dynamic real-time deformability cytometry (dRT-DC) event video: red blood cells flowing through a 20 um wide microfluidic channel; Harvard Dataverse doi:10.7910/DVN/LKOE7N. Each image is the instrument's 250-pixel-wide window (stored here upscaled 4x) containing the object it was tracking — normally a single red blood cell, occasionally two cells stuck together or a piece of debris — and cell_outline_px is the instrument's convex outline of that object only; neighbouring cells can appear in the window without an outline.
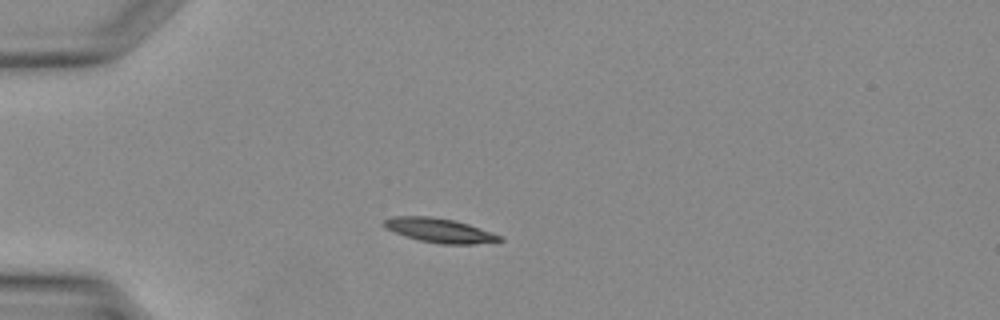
{"species": "Egyptian fruit bat (a non-hibernating species)", "species_latin": "Rousettus aegyptiacus", "temperature_condition": "warm", "stored_images_in_passage": 37, "camera_frame_rate_fps": 3000, "um_per_image_px": 0.085, "animal": {"sex": "female"}, "frame": {"image": 1, "passage_image": 8, "time_ms": 2.333, "image_size_px": [1000, 320], "cell_outline_px": [[504, 240], [472, 244], [440, 244], [420, 240], [396, 232], [388, 228], [384, 224], [384, 220], [392, 216], [428, 216], [456, 220], [468, 224], [500, 236]], "centroid_in_image_um": [37.36, 19.57], "position_along_channel_um": 47.6, "area_um2": 15.9}}
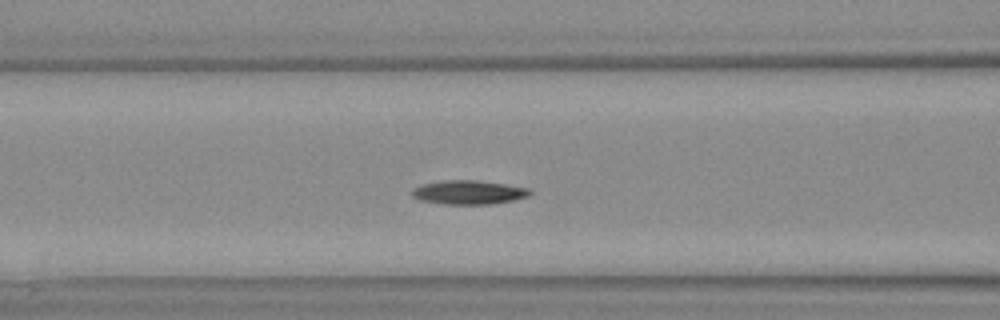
{"frame": {"image": 2, "passage_image": 14, "time_ms": 4.333, "image_size_px": [1000, 320], "cell_outline_px": [[532, 192], [528, 196], [512, 200], [492, 204], [440, 204], [420, 200], [412, 196], [412, 192], [416, 188], [424, 184], [444, 180], [476, 180], [532, 188]], "centroid_in_image_um": [39.87, 16.35], "position_along_channel_um": 126.7, "area_um2": 16.36}}
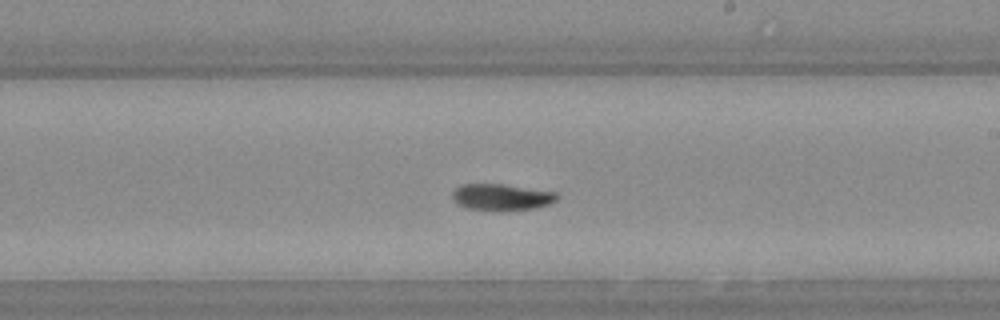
{"frame": {"image": 3, "passage_image": 21, "time_ms": 6.667, "image_size_px": [1000, 320], "cell_outline_px": [[560, 196], [556, 200], [548, 204], [536, 208], [468, 208], [456, 204], [452, 196], [452, 192], [456, 188], [464, 184], [504, 184], [556, 192]], "centroid_in_image_um": [42.64, 16.71], "position_along_channel_um": 246.4, "area_um2": 15.43}}